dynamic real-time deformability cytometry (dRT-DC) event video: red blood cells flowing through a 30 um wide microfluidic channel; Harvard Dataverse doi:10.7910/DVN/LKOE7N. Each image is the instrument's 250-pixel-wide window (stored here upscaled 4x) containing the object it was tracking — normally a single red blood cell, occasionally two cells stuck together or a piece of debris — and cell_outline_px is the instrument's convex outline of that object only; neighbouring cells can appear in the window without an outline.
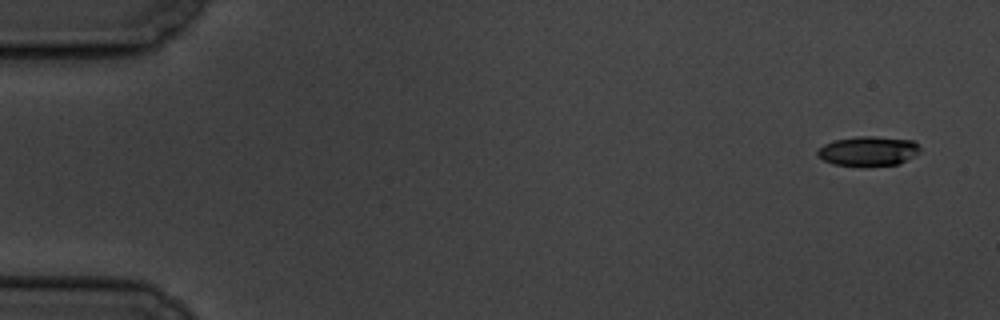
{"species": "common noctule bat (a hibernating species)", "species_latin": "Nyctalus noctula", "temperature_condition": "cold", "stored_images_in_passage": 5, "camera_frame_rate_fps": 3000, "um_per_image_px": 0.085, "animal": {"sex": "male", "body_mass_g": 19.5, "forearm_length_mm": 54.6}, "frame": {"image": 1, "passage_image": 1, "time_ms": 0.0, "image_size_px": [1000, 320], "cell_outline_px": [[920, 152], [896, 164], [868, 168], [864, 168], [832, 164], [816, 156], [816, 152], [824, 144], [836, 140], [856, 136], [872, 136], [912, 140], [920, 148]], "centroid_in_image_um": [73.75, 12.87], "position_along_channel_um": 11.3, "area_um2": 17.98}}
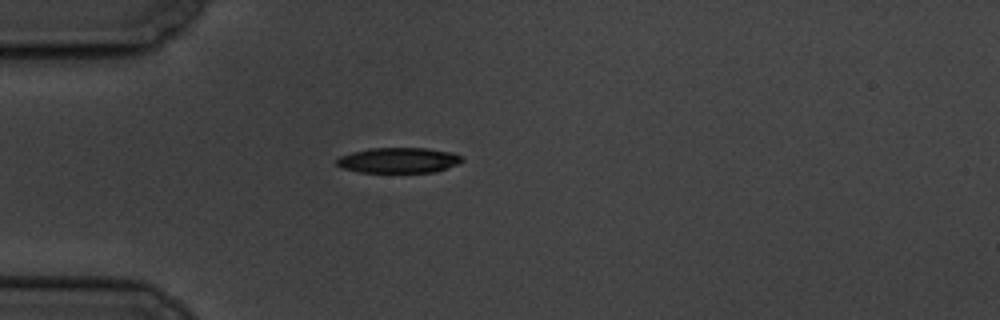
{"frame": {"image": 2, "passage_image": 5, "time_ms": 4.667, "image_size_px": [1000, 320], "cell_outline_px": [[464, 160], [456, 164], [436, 172], [360, 172], [344, 168], [336, 164], [336, 160], [340, 156], [352, 152], [372, 148], [424, 148], [452, 152], [460, 156]], "centroid_in_image_um": [33.87, 13.62], "position_along_channel_um": 51.1, "area_um2": 18.32}}